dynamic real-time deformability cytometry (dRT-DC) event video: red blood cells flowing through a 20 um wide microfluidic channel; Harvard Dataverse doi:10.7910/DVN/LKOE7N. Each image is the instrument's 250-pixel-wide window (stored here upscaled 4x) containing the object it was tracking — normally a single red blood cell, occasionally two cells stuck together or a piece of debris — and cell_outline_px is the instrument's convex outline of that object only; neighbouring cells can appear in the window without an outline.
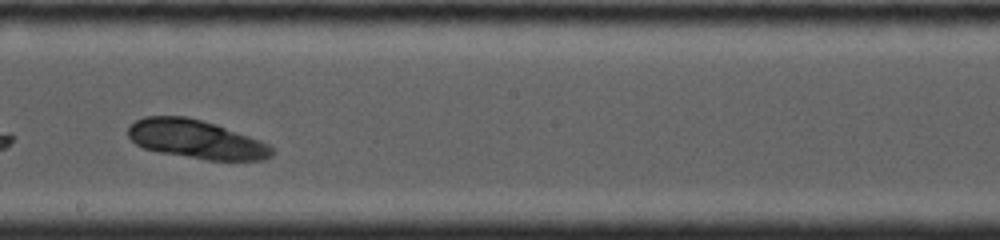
{"species": "common noctule bat (a hibernating species)", "species_latin": "Nyctalus noctula", "temperature_condition": "cold", "stored_images_in_passage": 15, "camera_frame_rate_fps": 4000, "um_per_image_px": 0.085, "animal": {"sex": "female", "body_mass_g": 19.0, "forearm_length_mm": 53.3}, "frame": {"image": 1, "passage_image": 13, "time_ms": 4.5, "image_size_px": [1000, 240], "cell_outline_px": [[272, 156], [264, 160], [208, 160], [156, 152], [144, 148], [136, 144], [128, 136], [128, 124], [144, 116], [188, 116], [216, 124], [260, 140], [268, 144], [272, 148]], "centroid_in_image_um": [16.63, 11.83], "position_along_channel_um": 231.6, "area_um2": 32.6}}